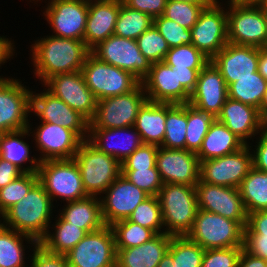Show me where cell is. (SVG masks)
<instances>
[{
	"label": "cell",
	"mask_w": 267,
	"mask_h": 267,
	"mask_svg": "<svg viewBox=\"0 0 267 267\" xmlns=\"http://www.w3.org/2000/svg\"><path fill=\"white\" fill-rule=\"evenodd\" d=\"M228 98L225 79L210 61L200 72L189 104L201 111L212 114L215 118L221 113Z\"/></svg>",
	"instance_id": "obj_23"
},
{
	"label": "cell",
	"mask_w": 267,
	"mask_h": 267,
	"mask_svg": "<svg viewBox=\"0 0 267 267\" xmlns=\"http://www.w3.org/2000/svg\"><path fill=\"white\" fill-rule=\"evenodd\" d=\"M100 196L102 216L105 225L128 219L134 209L149 197L122 174Z\"/></svg>",
	"instance_id": "obj_21"
},
{
	"label": "cell",
	"mask_w": 267,
	"mask_h": 267,
	"mask_svg": "<svg viewBox=\"0 0 267 267\" xmlns=\"http://www.w3.org/2000/svg\"><path fill=\"white\" fill-rule=\"evenodd\" d=\"M168 251L172 254L174 267H202L205 249L186 236L172 237Z\"/></svg>",
	"instance_id": "obj_41"
},
{
	"label": "cell",
	"mask_w": 267,
	"mask_h": 267,
	"mask_svg": "<svg viewBox=\"0 0 267 267\" xmlns=\"http://www.w3.org/2000/svg\"><path fill=\"white\" fill-rule=\"evenodd\" d=\"M219 2L212 0L191 28V44L210 60L228 43L227 9Z\"/></svg>",
	"instance_id": "obj_9"
},
{
	"label": "cell",
	"mask_w": 267,
	"mask_h": 267,
	"mask_svg": "<svg viewBox=\"0 0 267 267\" xmlns=\"http://www.w3.org/2000/svg\"><path fill=\"white\" fill-rule=\"evenodd\" d=\"M37 173L39 182L52 201L61 199L71 202L88 197L74 159L42 161Z\"/></svg>",
	"instance_id": "obj_6"
},
{
	"label": "cell",
	"mask_w": 267,
	"mask_h": 267,
	"mask_svg": "<svg viewBox=\"0 0 267 267\" xmlns=\"http://www.w3.org/2000/svg\"><path fill=\"white\" fill-rule=\"evenodd\" d=\"M23 172L13 163L0 158V189L7 186Z\"/></svg>",
	"instance_id": "obj_56"
},
{
	"label": "cell",
	"mask_w": 267,
	"mask_h": 267,
	"mask_svg": "<svg viewBox=\"0 0 267 267\" xmlns=\"http://www.w3.org/2000/svg\"><path fill=\"white\" fill-rule=\"evenodd\" d=\"M56 218L58 219L51 227L54 232L48 230L39 244L50 253L66 255L88 233L78 226L64 221L60 216Z\"/></svg>",
	"instance_id": "obj_34"
},
{
	"label": "cell",
	"mask_w": 267,
	"mask_h": 267,
	"mask_svg": "<svg viewBox=\"0 0 267 267\" xmlns=\"http://www.w3.org/2000/svg\"><path fill=\"white\" fill-rule=\"evenodd\" d=\"M89 4L79 0H49L43 16L52 35L84 41Z\"/></svg>",
	"instance_id": "obj_17"
},
{
	"label": "cell",
	"mask_w": 267,
	"mask_h": 267,
	"mask_svg": "<svg viewBox=\"0 0 267 267\" xmlns=\"http://www.w3.org/2000/svg\"><path fill=\"white\" fill-rule=\"evenodd\" d=\"M265 0H227L225 4H235V5H259Z\"/></svg>",
	"instance_id": "obj_62"
},
{
	"label": "cell",
	"mask_w": 267,
	"mask_h": 267,
	"mask_svg": "<svg viewBox=\"0 0 267 267\" xmlns=\"http://www.w3.org/2000/svg\"><path fill=\"white\" fill-rule=\"evenodd\" d=\"M258 72L267 80V50L259 48Z\"/></svg>",
	"instance_id": "obj_60"
},
{
	"label": "cell",
	"mask_w": 267,
	"mask_h": 267,
	"mask_svg": "<svg viewBox=\"0 0 267 267\" xmlns=\"http://www.w3.org/2000/svg\"><path fill=\"white\" fill-rule=\"evenodd\" d=\"M266 89L267 80L258 71L253 73V76L239 78L227 87L228 98L253 106L258 110Z\"/></svg>",
	"instance_id": "obj_37"
},
{
	"label": "cell",
	"mask_w": 267,
	"mask_h": 267,
	"mask_svg": "<svg viewBox=\"0 0 267 267\" xmlns=\"http://www.w3.org/2000/svg\"><path fill=\"white\" fill-rule=\"evenodd\" d=\"M128 220L151 229L156 234L165 233L162 211L157 196H149L141 202L128 217Z\"/></svg>",
	"instance_id": "obj_42"
},
{
	"label": "cell",
	"mask_w": 267,
	"mask_h": 267,
	"mask_svg": "<svg viewBox=\"0 0 267 267\" xmlns=\"http://www.w3.org/2000/svg\"><path fill=\"white\" fill-rule=\"evenodd\" d=\"M260 132L267 134V108H259Z\"/></svg>",
	"instance_id": "obj_61"
},
{
	"label": "cell",
	"mask_w": 267,
	"mask_h": 267,
	"mask_svg": "<svg viewBox=\"0 0 267 267\" xmlns=\"http://www.w3.org/2000/svg\"><path fill=\"white\" fill-rule=\"evenodd\" d=\"M259 108H267V89L264 93V96H263V99H262V102Z\"/></svg>",
	"instance_id": "obj_66"
},
{
	"label": "cell",
	"mask_w": 267,
	"mask_h": 267,
	"mask_svg": "<svg viewBox=\"0 0 267 267\" xmlns=\"http://www.w3.org/2000/svg\"><path fill=\"white\" fill-rule=\"evenodd\" d=\"M243 249L252 256L267 260V239L244 237Z\"/></svg>",
	"instance_id": "obj_55"
},
{
	"label": "cell",
	"mask_w": 267,
	"mask_h": 267,
	"mask_svg": "<svg viewBox=\"0 0 267 267\" xmlns=\"http://www.w3.org/2000/svg\"><path fill=\"white\" fill-rule=\"evenodd\" d=\"M244 146L245 144L234 133L215 119L196 155L201 162L235 153Z\"/></svg>",
	"instance_id": "obj_32"
},
{
	"label": "cell",
	"mask_w": 267,
	"mask_h": 267,
	"mask_svg": "<svg viewBox=\"0 0 267 267\" xmlns=\"http://www.w3.org/2000/svg\"><path fill=\"white\" fill-rule=\"evenodd\" d=\"M215 117L187 103L186 150L198 153Z\"/></svg>",
	"instance_id": "obj_39"
},
{
	"label": "cell",
	"mask_w": 267,
	"mask_h": 267,
	"mask_svg": "<svg viewBox=\"0 0 267 267\" xmlns=\"http://www.w3.org/2000/svg\"><path fill=\"white\" fill-rule=\"evenodd\" d=\"M79 1H81V2H85V3H92V2H94V1H99V0H79Z\"/></svg>",
	"instance_id": "obj_67"
},
{
	"label": "cell",
	"mask_w": 267,
	"mask_h": 267,
	"mask_svg": "<svg viewBox=\"0 0 267 267\" xmlns=\"http://www.w3.org/2000/svg\"><path fill=\"white\" fill-rule=\"evenodd\" d=\"M31 91L19 79H0V134L28 128Z\"/></svg>",
	"instance_id": "obj_14"
},
{
	"label": "cell",
	"mask_w": 267,
	"mask_h": 267,
	"mask_svg": "<svg viewBox=\"0 0 267 267\" xmlns=\"http://www.w3.org/2000/svg\"><path fill=\"white\" fill-rule=\"evenodd\" d=\"M210 61L192 44L170 48L164 59L173 69L204 68Z\"/></svg>",
	"instance_id": "obj_43"
},
{
	"label": "cell",
	"mask_w": 267,
	"mask_h": 267,
	"mask_svg": "<svg viewBox=\"0 0 267 267\" xmlns=\"http://www.w3.org/2000/svg\"><path fill=\"white\" fill-rule=\"evenodd\" d=\"M172 237L159 233L137 247L116 249V267H157L168 251Z\"/></svg>",
	"instance_id": "obj_28"
},
{
	"label": "cell",
	"mask_w": 267,
	"mask_h": 267,
	"mask_svg": "<svg viewBox=\"0 0 267 267\" xmlns=\"http://www.w3.org/2000/svg\"><path fill=\"white\" fill-rule=\"evenodd\" d=\"M226 9L228 43L260 49L265 47L267 25L259 5L227 4Z\"/></svg>",
	"instance_id": "obj_10"
},
{
	"label": "cell",
	"mask_w": 267,
	"mask_h": 267,
	"mask_svg": "<svg viewBox=\"0 0 267 267\" xmlns=\"http://www.w3.org/2000/svg\"><path fill=\"white\" fill-rule=\"evenodd\" d=\"M69 267H116L115 238L111 226L88 233L67 254Z\"/></svg>",
	"instance_id": "obj_12"
},
{
	"label": "cell",
	"mask_w": 267,
	"mask_h": 267,
	"mask_svg": "<svg viewBox=\"0 0 267 267\" xmlns=\"http://www.w3.org/2000/svg\"><path fill=\"white\" fill-rule=\"evenodd\" d=\"M34 75L41 84L48 78L64 73L81 71L91 53L82 40L47 35L30 45Z\"/></svg>",
	"instance_id": "obj_1"
},
{
	"label": "cell",
	"mask_w": 267,
	"mask_h": 267,
	"mask_svg": "<svg viewBox=\"0 0 267 267\" xmlns=\"http://www.w3.org/2000/svg\"><path fill=\"white\" fill-rule=\"evenodd\" d=\"M157 197L165 233L173 237L187 236L199 210L195 186L163 184Z\"/></svg>",
	"instance_id": "obj_3"
},
{
	"label": "cell",
	"mask_w": 267,
	"mask_h": 267,
	"mask_svg": "<svg viewBox=\"0 0 267 267\" xmlns=\"http://www.w3.org/2000/svg\"><path fill=\"white\" fill-rule=\"evenodd\" d=\"M121 0H99L89 3L84 43L91 50L114 34Z\"/></svg>",
	"instance_id": "obj_26"
},
{
	"label": "cell",
	"mask_w": 267,
	"mask_h": 267,
	"mask_svg": "<svg viewBox=\"0 0 267 267\" xmlns=\"http://www.w3.org/2000/svg\"><path fill=\"white\" fill-rule=\"evenodd\" d=\"M44 91V92H43ZM40 93L31 91V111L40 122L53 123L74 131L83 141L89 137V121L46 88Z\"/></svg>",
	"instance_id": "obj_15"
},
{
	"label": "cell",
	"mask_w": 267,
	"mask_h": 267,
	"mask_svg": "<svg viewBox=\"0 0 267 267\" xmlns=\"http://www.w3.org/2000/svg\"><path fill=\"white\" fill-rule=\"evenodd\" d=\"M59 216L71 225L78 226L87 233L105 226L100 197L88 196L81 200L66 202Z\"/></svg>",
	"instance_id": "obj_30"
},
{
	"label": "cell",
	"mask_w": 267,
	"mask_h": 267,
	"mask_svg": "<svg viewBox=\"0 0 267 267\" xmlns=\"http://www.w3.org/2000/svg\"><path fill=\"white\" fill-rule=\"evenodd\" d=\"M244 237H261L267 239V210L248 214Z\"/></svg>",
	"instance_id": "obj_52"
},
{
	"label": "cell",
	"mask_w": 267,
	"mask_h": 267,
	"mask_svg": "<svg viewBox=\"0 0 267 267\" xmlns=\"http://www.w3.org/2000/svg\"><path fill=\"white\" fill-rule=\"evenodd\" d=\"M153 25L165 38L170 48L191 44V30L180 26L174 21L161 15L153 18Z\"/></svg>",
	"instance_id": "obj_47"
},
{
	"label": "cell",
	"mask_w": 267,
	"mask_h": 267,
	"mask_svg": "<svg viewBox=\"0 0 267 267\" xmlns=\"http://www.w3.org/2000/svg\"><path fill=\"white\" fill-rule=\"evenodd\" d=\"M151 26H153V18L150 15L129 8L121 0L120 11L115 24V35L136 40Z\"/></svg>",
	"instance_id": "obj_38"
},
{
	"label": "cell",
	"mask_w": 267,
	"mask_h": 267,
	"mask_svg": "<svg viewBox=\"0 0 267 267\" xmlns=\"http://www.w3.org/2000/svg\"><path fill=\"white\" fill-rule=\"evenodd\" d=\"M181 2H189V3H210L212 0H175Z\"/></svg>",
	"instance_id": "obj_65"
},
{
	"label": "cell",
	"mask_w": 267,
	"mask_h": 267,
	"mask_svg": "<svg viewBox=\"0 0 267 267\" xmlns=\"http://www.w3.org/2000/svg\"><path fill=\"white\" fill-rule=\"evenodd\" d=\"M239 190L247 214L267 210V172L252 167Z\"/></svg>",
	"instance_id": "obj_35"
},
{
	"label": "cell",
	"mask_w": 267,
	"mask_h": 267,
	"mask_svg": "<svg viewBox=\"0 0 267 267\" xmlns=\"http://www.w3.org/2000/svg\"><path fill=\"white\" fill-rule=\"evenodd\" d=\"M115 238L116 249L137 247L152 239L156 233L128 219L117 221L110 225Z\"/></svg>",
	"instance_id": "obj_40"
},
{
	"label": "cell",
	"mask_w": 267,
	"mask_h": 267,
	"mask_svg": "<svg viewBox=\"0 0 267 267\" xmlns=\"http://www.w3.org/2000/svg\"><path fill=\"white\" fill-rule=\"evenodd\" d=\"M238 267H267V260L252 256L243 249L239 257Z\"/></svg>",
	"instance_id": "obj_59"
},
{
	"label": "cell",
	"mask_w": 267,
	"mask_h": 267,
	"mask_svg": "<svg viewBox=\"0 0 267 267\" xmlns=\"http://www.w3.org/2000/svg\"><path fill=\"white\" fill-rule=\"evenodd\" d=\"M166 129L161 147L186 149L187 103H166Z\"/></svg>",
	"instance_id": "obj_36"
},
{
	"label": "cell",
	"mask_w": 267,
	"mask_h": 267,
	"mask_svg": "<svg viewBox=\"0 0 267 267\" xmlns=\"http://www.w3.org/2000/svg\"><path fill=\"white\" fill-rule=\"evenodd\" d=\"M126 179L149 196H157L163 186L160 173L156 165L151 169H138L137 171H122Z\"/></svg>",
	"instance_id": "obj_48"
},
{
	"label": "cell",
	"mask_w": 267,
	"mask_h": 267,
	"mask_svg": "<svg viewBox=\"0 0 267 267\" xmlns=\"http://www.w3.org/2000/svg\"><path fill=\"white\" fill-rule=\"evenodd\" d=\"M260 136L252 149V163L253 167L257 170L267 172V134L260 133Z\"/></svg>",
	"instance_id": "obj_54"
},
{
	"label": "cell",
	"mask_w": 267,
	"mask_h": 267,
	"mask_svg": "<svg viewBox=\"0 0 267 267\" xmlns=\"http://www.w3.org/2000/svg\"><path fill=\"white\" fill-rule=\"evenodd\" d=\"M243 246L207 249L204 251L202 267H238Z\"/></svg>",
	"instance_id": "obj_49"
},
{
	"label": "cell",
	"mask_w": 267,
	"mask_h": 267,
	"mask_svg": "<svg viewBox=\"0 0 267 267\" xmlns=\"http://www.w3.org/2000/svg\"><path fill=\"white\" fill-rule=\"evenodd\" d=\"M30 133L40 150V162L45 160L73 159L83 140L72 130L48 122H39Z\"/></svg>",
	"instance_id": "obj_19"
},
{
	"label": "cell",
	"mask_w": 267,
	"mask_h": 267,
	"mask_svg": "<svg viewBox=\"0 0 267 267\" xmlns=\"http://www.w3.org/2000/svg\"><path fill=\"white\" fill-rule=\"evenodd\" d=\"M147 100L142 83L134 90L97 101L96 113L89 128H125L134 126L139 108Z\"/></svg>",
	"instance_id": "obj_8"
},
{
	"label": "cell",
	"mask_w": 267,
	"mask_h": 267,
	"mask_svg": "<svg viewBox=\"0 0 267 267\" xmlns=\"http://www.w3.org/2000/svg\"><path fill=\"white\" fill-rule=\"evenodd\" d=\"M166 103L146 100L139 108L134 128L143 144L161 147L166 129Z\"/></svg>",
	"instance_id": "obj_29"
},
{
	"label": "cell",
	"mask_w": 267,
	"mask_h": 267,
	"mask_svg": "<svg viewBox=\"0 0 267 267\" xmlns=\"http://www.w3.org/2000/svg\"><path fill=\"white\" fill-rule=\"evenodd\" d=\"M27 241L35 248L39 242L33 237L5 227L0 223V267H25V246ZM29 265L27 264L26 267Z\"/></svg>",
	"instance_id": "obj_33"
},
{
	"label": "cell",
	"mask_w": 267,
	"mask_h": 267,
	"mask_svg": "<svg viewBox=\"0 0 267 267\" xmlns=\"http://www.w3.org/2000/svg\"><path fill=\"white\" fill-rule=\"evenodd\" d=\"M259 6H260V9L264 15L265 22L267 25V0H265L263 3L259 4Z\"/></svg>",
	"instance_id": "obj_64"
},
{
	"label": "cell",
	"mask_w": 267,
	"mask_h": 267,
	"mask_svg": "<svg viewBox=\"0 0 267 267\" xmlns=\"http://www.w3.org/2000/svg\"><path fill=\"white\" fill-rule=\"evenodd\" d=\"M198 208L247 225L245 210L239 188L207 184L201 180L195 185Z\"/></svg>",
	"instance_id": "obj_18"
},
{
	"label": "cell",
	"mask_w": 267,
	"mask_h": 267,
	"mask_svg": "<svg viewBox=\"0 0 267 267\" xmlns=\"http://www.w3.org/2000/svg\"><path fill=\"white\" fill-rule=\"evenodd\" d=\"M42 85L89 122L94 118L97 99L87 87L81 71L54 75Z\"/></svg>",
	"instance_id": "obj_16"
},
{
	"label": "cell",
	"mask_w": 267,
	"mask_h": 267,
	"mask_svg": "<svg viewBox=\"0 0 267 267\" xmlns=\"http://www.w3.org/2000/svg\"><path fill=\"white\" fill-rule=\"evenodd\" d=\"M250 145L239 151L200 162V180L207 184L239 188L253 167Z\"/></svg>",
	"instance_id": "obj_13"
},
{
	"label": "cell",
	"mask_w": 267,
	"mask_h": 267,
	"mask_svg": "<svg viewBox=\"0 0 267 267\" xmlns=\"http://www.w3.org/2000/svg\"><path fill=\"white\" fill-rule=\"evenodd\" d=\"M208 4L167 0L162 16L191 30L198 21L200 13Z\"/></svg>",
	"instance_id": "obj_44"
},
{
	"label": "cell",
	"mask_w": 267,
	"mask_h": 267,
	"mask_svg": "<svg viewBox=\"0 0 267 267\" xmlns=\"http://www.w3.org/2000/svg\"><path fill=\"white\" fill-rule=\"evenodd\" d=\"M216 119L245 145L250 144L247 140L261 133L258 109L240 101L227 98Z\"/></svg>",
	"instance_id": "obj_27"
},
{
	"label": "cell",
	"mask_w": 267,
	"mask_h": 267,
	"mask_svg": "<svg viewBox=\"0 0 267 267\" xmlns=\"http://www.w3.org/2000/svg\"><path fill=\"white\" fill-rule=\"evenodd\" d=\"M157 267H174L172 254L169 251L166 252Z\"/></svg>",
	"instance_id": "obj_63"
},
{
	"label": "cell",
	"mask_w": 267,
	"mask_h": 267,
	"mask_svg": "<svg viewBox=\"0 0 267 267\" xmlns=\"http://www.w3.org/2000/svg\"><path fill=\"white\" fill-rule=\"evenodd\" d=\"M88 141L121 164L143 144L134 126L112 129L89 128Z\"/></svg>",
	"instance_id": "obj_25"
},
{
	"label": "cell",
	"mask_w": 267,
	"mask_h": 267,
	"mask_svg": "<svg viewBox=\"0 0 267 267\" xmlns=\"http://www.w3.org/2000/svg\"><path fill=\"white\" fill-rule=\"evenodd\" d=\"M158 146L142 144L122 164V171L151 169L156 165Z\"/></svg>",
	"instance_id": "obj_50"
},
{
	"label": "cell",
	"mask_w": 267,
	"mask_h": 267,
	"mask_svg": "<svg viewBox=\"0 0 267 267\" xmlns=\"http://www.w3.org/2000/svg\"><path fill=\"white\" fill-rule=\"evenodd\" d=\"M90 51L100 61L129 71L140 81L149 74L152 66L141 53L136 40L115 34L99 42Z\"/></svg>",
	"instance_id": "obj_11"
},
{
	"label": "cell",
	"mask_w": 267,
	"mask_h": 267,
	"mask_svg": "<svg viewBox=\"0 0 267 267\" xmlns=\"http://www.w3.org/2000/svg\"><path fill=\"white\" fill-rule=\"evenodd\" d=\"M30 126L28 123V128L0 134V158L13 163L23 173L37 172L40 165L38 158L30 156V145L23 140L27 135L30 136ZM27 161L30 166L24 167Z\"/></svg>",
	"instance_id": "obj_31"
},
{
	"label": "cell",
	"mask_w": 267,
	"mask_h": 267,
	"mask_svg": "<svg viewBox=\"0 0 267 267\" xmlns=\"http://www.w3.org/2000/svg\"><path fill=\"white\" fill-rule=\"evenodd\" d=\"M203 68L176 69L181 85L191 94L198 81L199 72Z\"/></svg>",
	"instance_id": "obj_57"
},
{
	"label": "cell",
	"mask_w": 267,
	"mask_h": 267,
	"mask_svg": "<svg viewBox=\"0 0 267 267\" xmlns=\"http://www.w3.org/2000/svg\"><path fill=\"white\" fill-rule=\"evenodd\" d=\"M136 41L141 53L151 64L163 62L170 50L165 38L154 25L142 33Z\"/></svg>",
	"instance_id": "obj_46"
},
{
	"label": "cell",
	"mask_w": 267,
	"mask_h": 267,
	"mask_svg": "<svg viewBox=\"0 0 267 267\" xmlns=\"http://www.w3.org/2000/svg\"><path fill=\"white\" fill-rule=\"evenodd\" d=\"M259 48L227 43L211 62L220 71L227 87L239 80L253 76L258 71Z\"/></svg>",
	"instance_id": "obj_24"
},
{
	"label": "cell",
	"mask_w": 267,
	"mask_h": 267,
	"mask_svg": "<svg viewBox=\"0 0 267 267\" xmlns=\"http://www.w3.org/2000/svg\"><path fill=\"white\" fill-rule=\"evenodd\" d=\"M141 83L149 101L169 104L189 102L191 94L179 82L177 70L164 61L153 63Z\"/></svg>",
	"instance_id": "obj_22"
},
{
	"label": "cell",
	"mask_w": 267,
	"mask_h": 267,
	"mask_svg": "<svg viewBox=\"0 0 267 267\" xmlns=\"http://www.w3.org/2000/svg\"><path fill=\"white\" fill-rule=\"evenodd\" d=\"M186 237L205 250L243 246L244 227L238 221L199 209Z\"/></svg>",
	"instance_id": "obj_5"
},
{
	"label": "cell",
	"mask_w": 267,
	"mask_h": 267,
	"mask_svg": "<svg viewBox=\"0 0 267 267\" xmlns=\"http://www.w3.org/2000/svg\"><path fill=\"white\" fill-rule=\"evenodd\" d=\"M39 181L38 173H23L7 186L0 189V216L20 201Z\"/></svg>",
	"instance_id": "obj_45"
},
{
	"label": "cell",
	"mask_w": 267,
	"mask_h": 267,
	"mask_svg": "<svg viewBox=\"0 0 267 267\" xmlns=\"http://www.w3.org/2000/svg\"><path fill=\"white\" fill-rule=\"evenodd\" d=\"M81 72L97 101L126 94L141 83L129 71L104 63L91 53L86 57Z\"/></svg>",
	"instance_id": "obj_7"
},
{
	"label": "cell",
	"mask_w": 267,
	"mask_h": 267,
	"mask_svg": "<svg viewBox=\"0 0 267 267\" xmlns=\"http://www.w3.org/2000/svg\"><path fill=\"white\" fill-rule=\"evenodd\" d=\"M32 250L29 267H69L66 255L50 253L40 244Z\"/></svg>",
	"instance_id": "obj_51"
},
{
	"label": "cell",
	"mask_w": 267,
	"mask_h": 267,
	"mask_svg": "<svg viewBox=\"0 0 267 267\" xmlns=\"http://www.w3.org/2000/svg\"><path fill=\"white\" fill-rule=\"evenodd\" d=\"M14 47V48H13ZM15 51V45L12 40H9L6 38V36H0V67L4 63L7 62V60L11 59L10 57L14 56ZM5 78L4 76H0V79Z\"/></svg>",
	"instance_id": "obj_58"
},
{
	"label": "cell",
	"mask_w": 267,
	"mask_h": 267,
	"mask_svg": "<svg viewBox=\"0 0 267 267\" xmlns=\"http://www.w3.org/2000/svg\"><path fill=\"white\" fill-rule=\"evenodd\" d=\"M133 10L150 15L152 18L161 16L164 12L167 0H122Z\"/></svg>",
	"instance_id": "obj_53"
},
{
	"label": "cell",
	"mask_w": 267,
	"mask_h": 267,
	"mask_svg": "<svg viewBox=\"0 0 267 267\" xmlns=\"http://www.w3.org/2000/svg\"><path fill=\"white\" fill-rule=\"evenodd\" d=\"M156 168L163 184L195 186L200 180V161L196 153L186 149L159 147Z\"/></svg>",
	"instance_id": "obj_20"
},
{
	"label": "cell",
	"mask_w": 267,
	"mask_h": 267,
	"mask_svg": "<svg viewBox=\"0 0 267 267\" xmlns=\"http://www.w3.org/2000/svg\"><path fill=\"white\" fill-rule=\"evenodd\" d=\"M53 207L52 199L38 181L25 197L0 216V223L39 242L51 227Z\"/></svg>",
	"instance_id": "obj_2"
},
{
	"label": "cell",
	"mask_w": 267,
	"mask_h": 267,
	"mask_svg": "<svg viewBox=\"0 0 267 267\" xmlns=\"http://www.w3.org/2000/svg\"><path fill=\"white\" fill-rule=\"evenodd\" d=\"M80 170L88 196L98 197L121 175V163L99 151L88 140L83 141L73 158Z\"/></svg>",
	"instance_id": "obj_4"
}]
</instances>
